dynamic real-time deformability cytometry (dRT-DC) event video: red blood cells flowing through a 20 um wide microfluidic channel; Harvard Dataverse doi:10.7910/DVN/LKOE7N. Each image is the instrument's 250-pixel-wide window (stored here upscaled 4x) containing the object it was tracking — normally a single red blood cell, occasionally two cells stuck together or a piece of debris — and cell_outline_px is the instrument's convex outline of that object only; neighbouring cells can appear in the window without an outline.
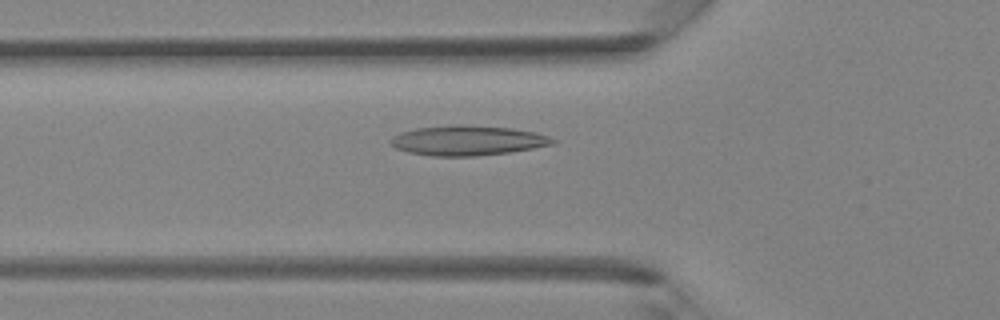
{"species": "Egyptian fruit bat (a non-hibernating species)", "species_latin": "Rousettus aegyptiacus", "temperature_condition": "room temperature", "stored_images_in_passage": 42, "camera_frame_rate_fps": 3000, "um_per_image_px": 0.085, "animal": {"sex": "female"}, "frame": {"image": 1, "passage_image": 15, "time_ms": 4.667, "image_size_px": [1000, 320], "cell_outline_px": [[556, 144], [508, 152], [476, 156], [432, 156], [408, 152], [396, 148], [392, 144], [392, 136], [400, 132], [416, 128], [448, 124], [460, 124], [512, 128], [536, 132], [548, 136], [556, 140]], "centroid_in_image_um": [39.75, 11.93], "position_along_channel_um": 86.0, "area_um2": 28.32}}
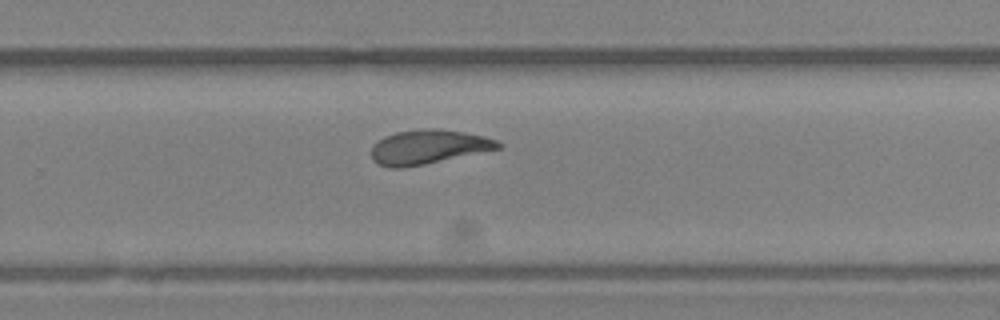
{"frame": {"image": 2, "passage_image": 28, "time_ms": 9.0, "image_size_px": [1000, 320], "cell_outline_px": [[504, 144], [500, 148], [424, 164], [404, 168], [392, 168], [380, 164], [372, 160], [372, 148], [384, 136], [396, 132], [420, 128], [436, 128], [464, 132], [484, 136], [496, 140]], "centroid_in_image_um": [36.41, 12.48], "position_along_channel_um": 293.4, "area_um2": 25.09}}
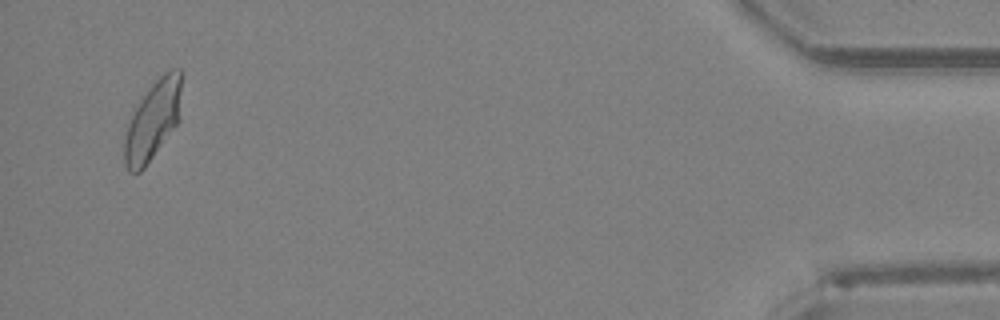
{"frame": {"image": 3, "passage_image": 41, "time_ms": 13.333, "image_size_px": [1000, 320], "cell_outline_px": [[180, 120], [144, 168], [140, 172], [128, 172], [124, 164], [124, 140], [128, 124], [140, 100], [148, 88], [164, 72], [172, 68], [180, 68]], "centroid_in_image_um": [12.99, 10.25], "position_along_channel_um": 422.2, "area_um2": 25.95}}